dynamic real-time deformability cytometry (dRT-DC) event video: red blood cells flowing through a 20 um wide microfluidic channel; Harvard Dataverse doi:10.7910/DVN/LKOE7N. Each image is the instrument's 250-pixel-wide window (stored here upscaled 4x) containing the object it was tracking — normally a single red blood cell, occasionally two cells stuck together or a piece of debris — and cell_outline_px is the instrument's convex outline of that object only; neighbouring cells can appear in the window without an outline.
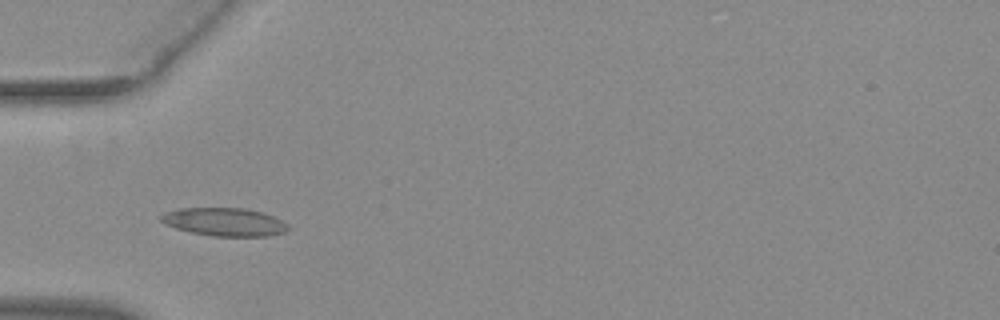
{"species": "common noctule bat (a hibernating species)", "species_latin": "Nyctalus noctula", "temperature_condition": "warm", "stored_images_in_passage": 22, "camera_frame_rate_fps": 3000, "um_per_image_px": 0.085, "animal": {"sex": "female", "body_mass_g": 29.2, "forearm_length_mm": 56.3}, "frame": {"image": 1, "passage_image": 3, "time_ms": 0.667, "image_size_px": [1000, 320], "cell_outline_px": [[292, 228], [284, 232], [268, 236], [212, 236], [192, 232], [176, 228], [164, 224], [156, 216], [164, 212], [180, 208], [244, 208], [260, 212], [272, 216], [288, 224]], "centroid_in_image_um": [19.04, 18.86], "position_along_channel_um": 66.0, "area_um2": 20.92}}
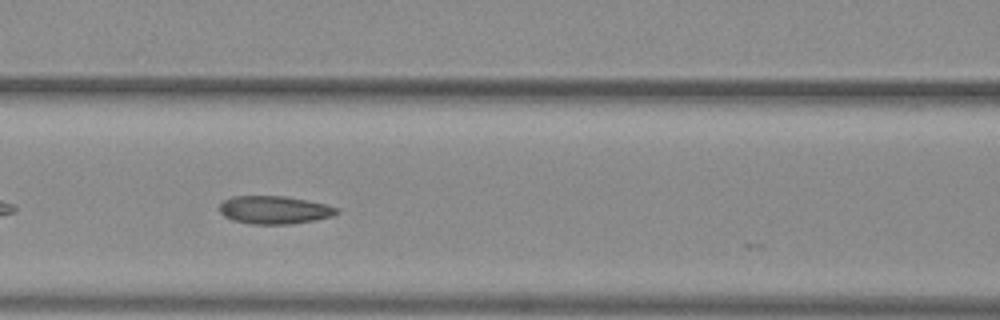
{"frame": {"image": 2, "passage_image": 9, "time_ms": 2.667, "image_size_px": [1000, 320], "cell_outline_px": [[340, 212], [332, 216], [316, 220], [292, 224], [252, 224], [232, 220], [224, 216], [220, 212], [220, 204], [224, 200], [232, 196], [284, 196], [324, 204], [340, 208]], "centroid_in_image_um": [23.33, 17.85], "position_along_channel_um": 143.3, "area_um2": 19.13}}
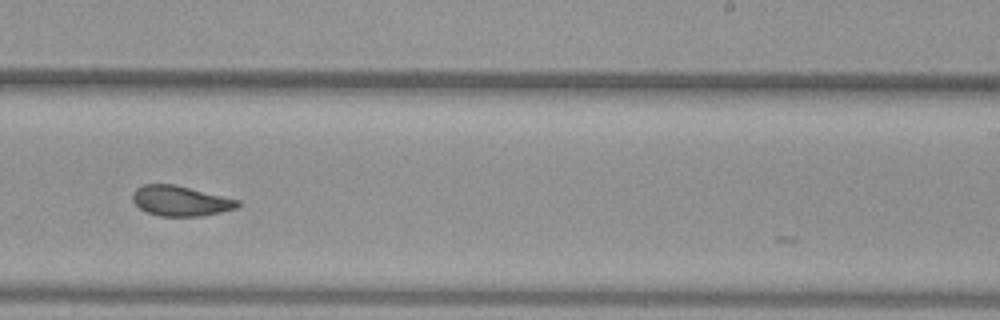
{"frame": {"image": 3, "passage_image": 19, "time_ms": 6.0, "image_size_px": [1000, 320], "cell_outline_px": [[240, 204], [236, 208], [220, 212], [200, 216], [160, 216], [148, 212], [140, 208], [132, 200], [132, 192], [136, 188], [144, 184], [176, 184], [240, 200]], "centroid_in_image_um": [15.33, 17.06], "position_along_channel_um": 273.7, "area_um2": 18.5}}